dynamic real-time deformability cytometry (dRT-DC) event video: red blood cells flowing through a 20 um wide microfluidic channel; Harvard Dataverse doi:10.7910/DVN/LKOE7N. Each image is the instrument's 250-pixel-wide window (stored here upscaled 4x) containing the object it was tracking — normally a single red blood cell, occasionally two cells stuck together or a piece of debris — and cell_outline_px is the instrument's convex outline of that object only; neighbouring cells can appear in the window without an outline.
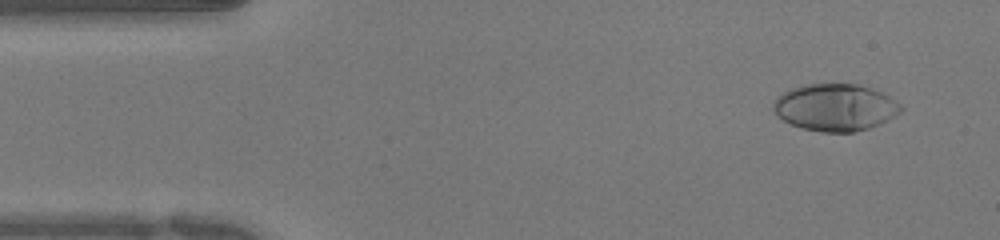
{"species": "human", "species_latin": "Homo sapiens", "temperature_condition": "warm", "stored_images_in_passage": 49, "camera_frame_rate_fps": 3000, "um_per_image_px": 0.085, "donor": {"sex": "female"}, "frame": {"image": 1, "passage_image": 3, "time_ms": 0.667, "image_size_px": [1000, 240], "cell_outline_px": [[904, 108], [900, 112], [868, 128], [852, 132], [820, 132], [800, 128], [776, 116], [772, 108], [772, 104], [776, 96], [792, 88], [808, 84], [860, 84], [872, 88], [896, 100]], "centroid_in_image_um": [70.94, 9.12], "position_along_channel_um": 14.1, "area_um2": 34.85}}
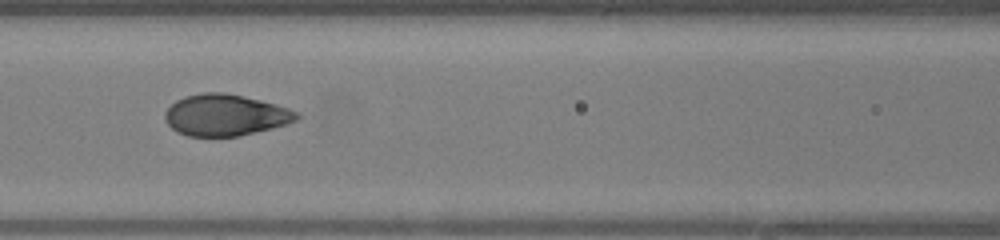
{"frame": {"image": 2, "passage_image": 20, "time_ms": 6.333, "image_size_px": [1000, 240], "cell_outline_px": [[300, 116], [296, 120], [288, 124], [240, 136], [188, 136], [176, 132], [164, 120], [164, 112], [176, 100], [184, 96], [204, 92], [224, 92], [260, 100], [276, 104], [300, 112]], "centroid_in_image_um": [19.15, 9.78], "position_along_channel_um": 147.4, "area_um2": 31.96}}
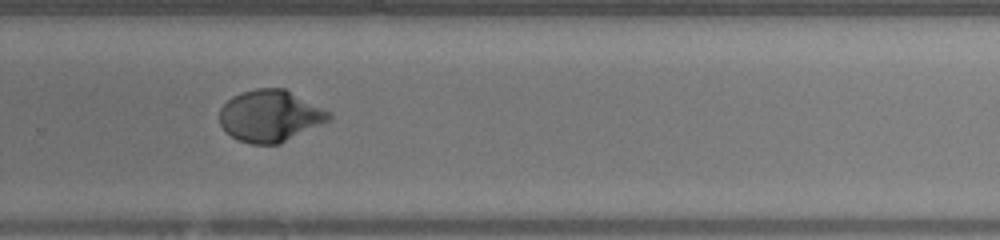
{"frame": {"image": 3, "passage_image": 32, "time_ms": 10.333, "image_size_px": [1000, 240], "cell_outline_px": [[332, 120], [280, 144], [252, 144], [240, 140], [224, 132], [220, 124], [220, 108], [232, 96], [240, 92], [256, 88], [284, 88], [332, 112]], "centroid_in_image_um": [22.99, 9.85], "position_along_channel_um": 306.8, "area_um2": 33.29}, "authors_computed_cell_mechanics": {"area_um2": 33.0038, "velocity_mm_per_s": 4.0027, "shape_relaxation_time_tau1_ms": 5.463, "shape_relaxation_time_tau2_ms": null, "deformation_change_tau1": 0.2729, "deformation_change_tau2": null}}